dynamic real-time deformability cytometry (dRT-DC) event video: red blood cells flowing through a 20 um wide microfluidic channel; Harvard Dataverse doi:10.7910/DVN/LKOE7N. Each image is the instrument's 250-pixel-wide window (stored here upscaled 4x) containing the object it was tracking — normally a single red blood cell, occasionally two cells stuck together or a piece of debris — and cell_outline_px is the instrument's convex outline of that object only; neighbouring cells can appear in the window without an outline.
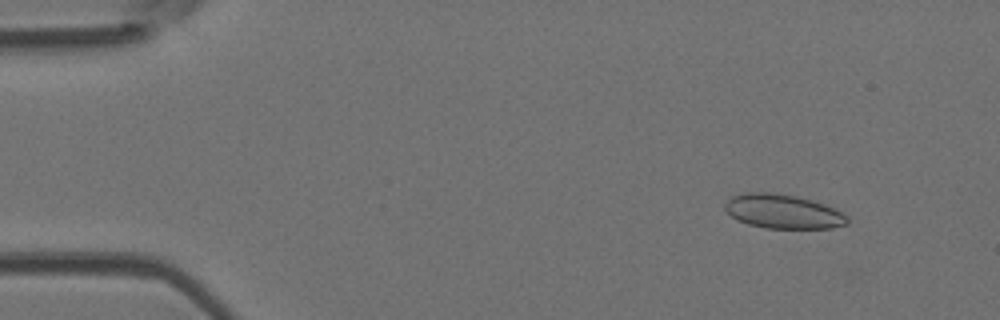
{"species": "Egyptian fruit bat (a non-hibernating species)", "species_latin": "Rousettus aegyptiacus", "temperature_condition": "room temperature", "stored_images_in_passage": 52, "camera_frame_rate_fps": 3000, "um_per_image_px": 0.085, "animal": {"sex": "female"}, "frame": {"image": 1, "passage_image": 6, "time_ms": 1.667, "image_size_px": [1000, 320], "cell_outline_px": [[848, 224], [832, 228], [764, 228], [748, 224], [736, 220], [724, 208], [724, 204], [732, 196], [740, 192], [768, 192], [796, 196], [812, 200], [824, 204], [848, 216]], "centroid_in_image_um": [66.52, 17.97], "position_along_channel_um": 18.5, "area_um2": 24.39}}
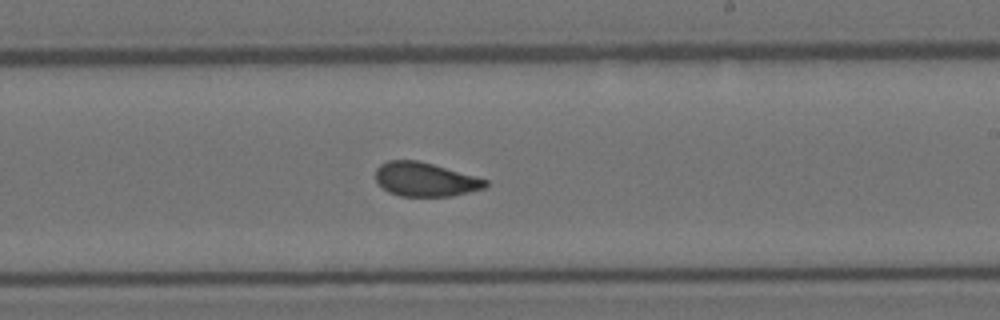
{"frame": {"image": 2, "passage_image": 31, "time_ms": 10.0, "image_size_px": [1000, 320], "cell_outline_px": [[488, 184], [484, 188], [452, 196], [400, 196], [388, 192], [376, 180], [376, 168], [380, 164], [388, 160], [420, 160], [476, 176], [488, 180]], "centroid_in_image_um": [36.14, 15.24], "position_along_channel_um": 252.9, "area_um2": 21.79}}
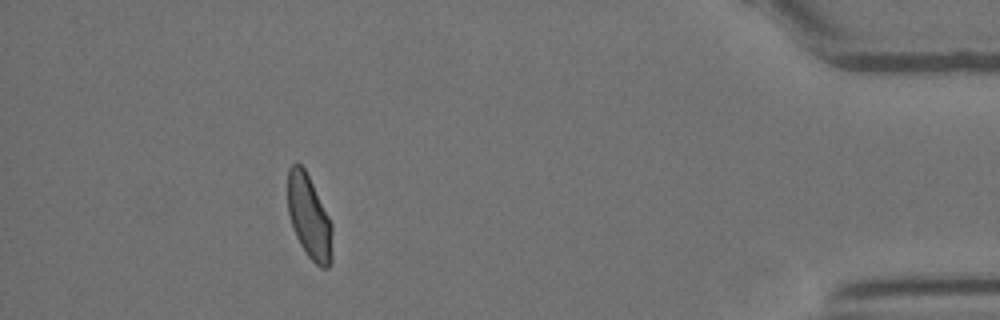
{"frame": {"image": 3, "passage_image": 47, "time_ms": 15.333, "image_size_px": [1000, 320], "cell_outline_px": [[332, 260], [328, 268], [320, 268], [308, 256], [300, 244], [296, 236], [288, 212], [288, 168], [292, 164], [300, 164], [304, 168], [332, 224]], "centroid_in_image_um": [26.28, 18.49], "position_along_channel_um": 408.9, "area_um2": 21.44}, "authors_computed_cell_mechanics": {"area_um2": 22.4842, "velocity_mm_per_s": 3.9501, "shape_relaxation_time_tau1_ms": 7.1369, "shape_relaxation_time_tau2_ms": 0.6302, "deformation_change_tau1": 0.1484, "deformation_change_tau2": 0.0565}}